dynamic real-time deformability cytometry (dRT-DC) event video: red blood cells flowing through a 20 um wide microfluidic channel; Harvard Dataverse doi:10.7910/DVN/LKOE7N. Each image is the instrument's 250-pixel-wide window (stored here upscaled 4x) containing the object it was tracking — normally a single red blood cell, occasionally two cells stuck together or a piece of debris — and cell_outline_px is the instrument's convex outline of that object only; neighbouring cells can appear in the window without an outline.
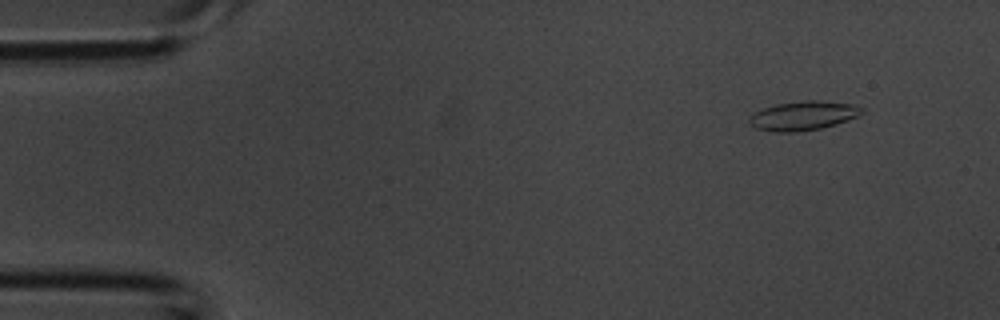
{"species": "common noctule bat (a hibernating species)", "species_latin": "Nyctalus noctula", "temperature_condition": "room temperature", "stored_images_in_passage": 41, "camera_frame_rate_fps": 3000, "um_per_image_px": 0.085, "animal": {"sex": "male", "body_mass_g": 20.1, "forearm_length_mm": 53.5}, "frame": {"image": 1, "passage_image": 4, "time_ms": 1.0, "image_size_px": [1000, 320], "cell_outline_px": [[864, 112], [856, 116], [836, 124], [820, 128], [796, 132], [772, 132], [756, 128], [748, 124], [748, 116], [752, 112], [776, 104], [804, 100], [820, 100], [852, 104], [864, 108]], "centroid_in_image_um": [68.21, 9.83], "position_along_channel_um": 16.8, "area_um2": 19.25}}
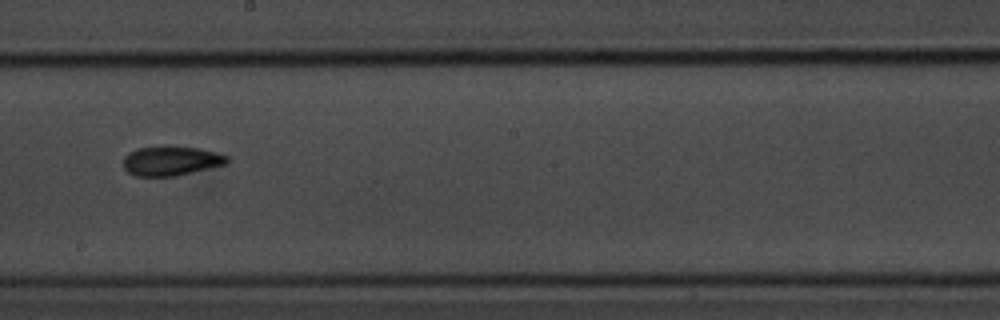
{"frame": {"image": 2, "passage_image": 23, "time_ms": 7.333, "image_size_px": [1000, 320], "cell_outline_px": [[232, 160], [228, 164], [176, 176], [136, 176], [128, 172], [124, 168], [124, 156], [128, 152], [136, 148], [200, 148], [216, 152], [228, 156]], "centroid_in_image_um": [14.59, 13.7], "position_along_channel_um": 233.6, "area_um2": 17.57}}
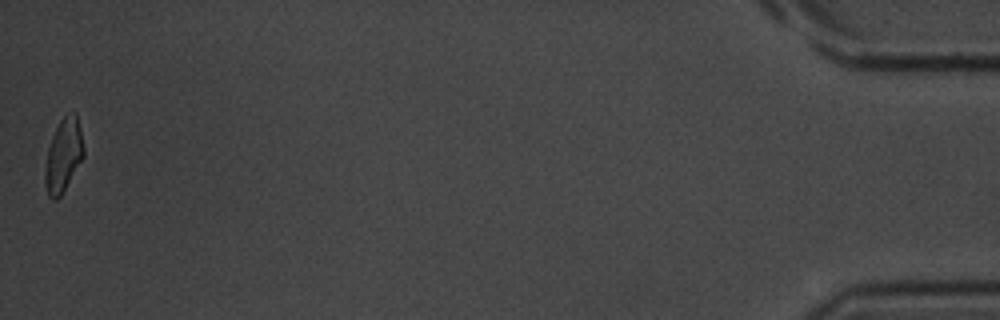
{"frame": {"image": 3, "passage_image": 41, "time_ms": 13.333, "image_size_px": [1000, 320], "cell_outline_px": [[84, 156], [60, 196], [56, 200], [52, 200], [48, 196], [44, 180], [44, 172], [48, 148], [52, 136], [60, 120], [64, 116], [76, 112], [80, 128], [84, 148]], "centroid_in_image_um": [5.38, 13.22], "position_along_channel_um": 429.8, "area_um2": 16.3}}